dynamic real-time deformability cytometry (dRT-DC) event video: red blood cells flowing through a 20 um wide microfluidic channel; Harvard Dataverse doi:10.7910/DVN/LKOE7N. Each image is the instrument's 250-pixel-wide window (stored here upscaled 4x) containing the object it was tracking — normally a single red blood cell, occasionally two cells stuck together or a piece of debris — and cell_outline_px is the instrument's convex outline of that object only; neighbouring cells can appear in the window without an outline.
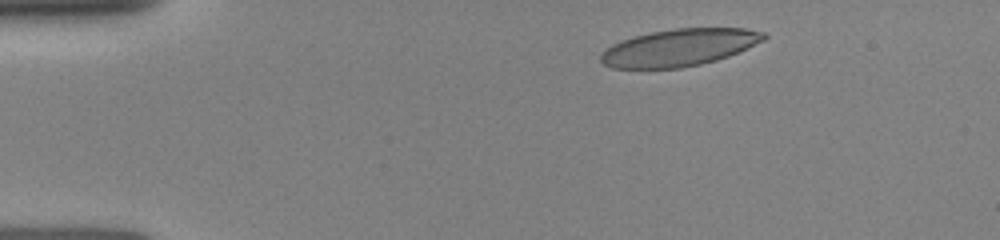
{"species": "human", "species_latin": "Homo sapiens", "temperature_condition": "room temperature", "stored_images_in_passage": 6, "camera_frame_rate_fps": 3000, "um_per_image_px": 0.085, "donor": {"sex": "female"}, "frame": {"image": 1, "passage_image": 2, "time_ms": 1.0, "image_size_px": [1000, 240], "cell_outline_px": [[768, 36], [764, 40], [728, 56], [716, 60], [700, 64], [680, 68], [612, 68], [604, 64], [600, 60], [600, 52], [612, 44], [620, 40], [632, 36], [672, 28], [744, 28], [764, 32]], "centroid_in_image_um": [57.69, 4.03], "position_along_channel_um": 27.3, "area_um2": 35.32}}
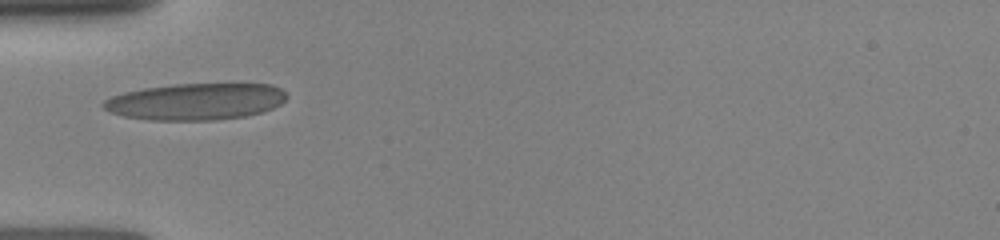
{"frame": {"image": 2, "passage_image": 5, "time_ms": 3.667, "image_size_px": [1000, 240], "cell_outline_px": [[288, 96], [280, 104], [272, 108], [260, 112], [244, 116], [212, 120], [148, 120], [124, 116], [112, 112], [104, 108], [100, 104], [104, 100], [112, 96], [124, 92], [144, 88], [176, 84], [272, 84], [280, 88]], "centroid_in_image_um": [16.62, 8.63], "position_along_channel_um": 68.4, "area_um2": 38.96}}